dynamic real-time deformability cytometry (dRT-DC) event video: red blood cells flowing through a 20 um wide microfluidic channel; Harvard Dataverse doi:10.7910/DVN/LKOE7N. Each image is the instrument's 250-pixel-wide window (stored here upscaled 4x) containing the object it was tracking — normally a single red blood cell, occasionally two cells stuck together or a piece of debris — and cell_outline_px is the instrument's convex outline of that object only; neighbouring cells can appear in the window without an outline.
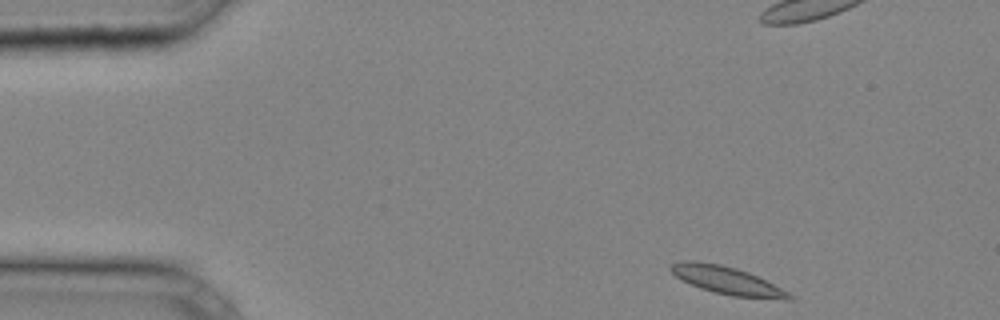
{"species": "common noctule bat (a hibernating species)", "species_latin": "Nyctalus noctula", "temperature_condition": "cold", "stored_images_in_passage": 35, "camera_frame_rate_fps": 3000, "um_per_image_px": 0.085, "animal": {"sex": "male", "body_mass_g": 20.4}, "frame": {"image": 1, "passage_image": 1, "time_ms": 0.0, "image_size_px": [1000, 320], "cell_outline_px": [[796, 296], [792, 300], [784, 300], [732, 296], [700, 288], [680, 280], [668, 268], [668, 264], [684, 260], [696, 260], [720, 264], [736, 268], [748, 272]], "centroid_in_image_um": [61.76, 23.83], "position_along_channel_um": 23.2, "area_um2": 19.31}}